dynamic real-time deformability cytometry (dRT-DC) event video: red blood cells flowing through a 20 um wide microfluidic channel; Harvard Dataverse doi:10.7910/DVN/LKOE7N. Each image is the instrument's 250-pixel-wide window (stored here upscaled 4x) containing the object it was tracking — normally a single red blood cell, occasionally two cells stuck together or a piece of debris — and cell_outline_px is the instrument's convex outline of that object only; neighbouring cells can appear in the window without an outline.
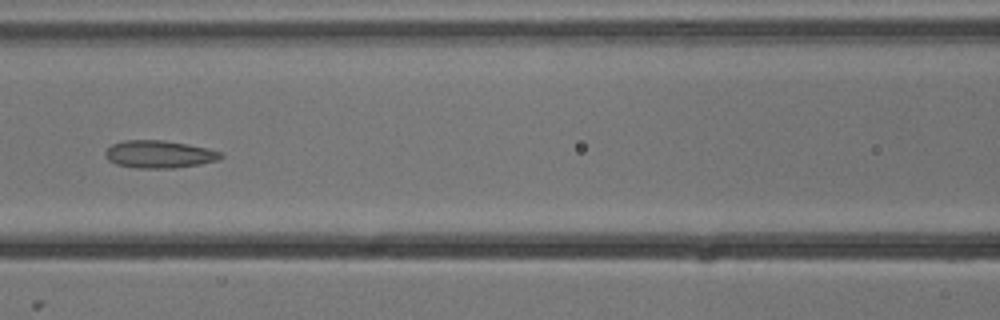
{"species": "common noctule bat (a hibernating species)", "species_latin": "Nyctalus noctula", "temperature_condition": "cold", "stored_images_in_passage": 9, "camera_frame_rate_fps": 3000, "um_per_image_px": 0.085, "animal": {"sex": "male", "body_mass_g": 13.3}, "frame": {"image": 1, "passage_image": 7, "time_ms": 2.0, "image_size_px": [1000, 320], "cell_outline_px": [[224, 156], [220, 160], [200, 164], [172, 168], [136, 168], [116, 164], [108, 160], [104, 152], [112, 144], [124, 140], [164, 140], [208, 148], [220, 152]], "centroid_in_image_um": [13.54, 13.11], "position_along_channel_um": 153.1, "area_um2": 18.55}}
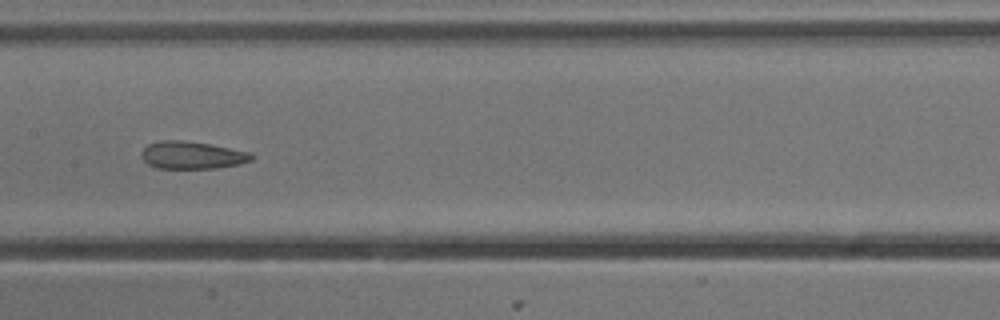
{"frame": {"image": 2, "passage_image": 8, "time_ms": 2.333, "image_size_px": [1000, 320], "cell_outline_px": [[256, 156], [252, 160], [240, 164], [220, 168], [156, 168], [148, 164], [144, 160], [140, 152], [148, 144], [160, 140], [180, 140], [208, 144], [248, 152]], "centroid_in_image_um": [16.32, 13.2], "position_along_channel_um": 191.1, "area_um2": 17.57}}
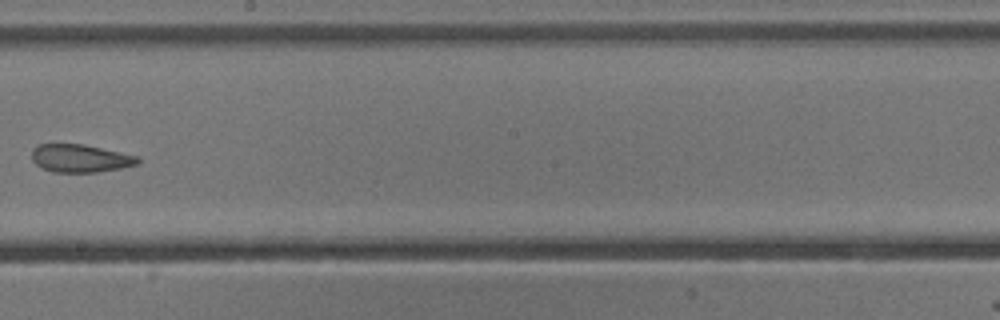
{"frame": {"image": 3, "passage_image": 9, "time_ms": 2.667, "image_size_px": [1000, 320], "cell_outline_px": [[140, 160], [136, 164], [120, 168], [96, 172], [52, 172], [40, 168], [32, 160], [32, 148], [40, 144], [84, 144], [136, 156]], "centroid_in_image_um": [6.75, 13.46], "position_along_channel_um": 241.4, "area_um2": 17.11}}